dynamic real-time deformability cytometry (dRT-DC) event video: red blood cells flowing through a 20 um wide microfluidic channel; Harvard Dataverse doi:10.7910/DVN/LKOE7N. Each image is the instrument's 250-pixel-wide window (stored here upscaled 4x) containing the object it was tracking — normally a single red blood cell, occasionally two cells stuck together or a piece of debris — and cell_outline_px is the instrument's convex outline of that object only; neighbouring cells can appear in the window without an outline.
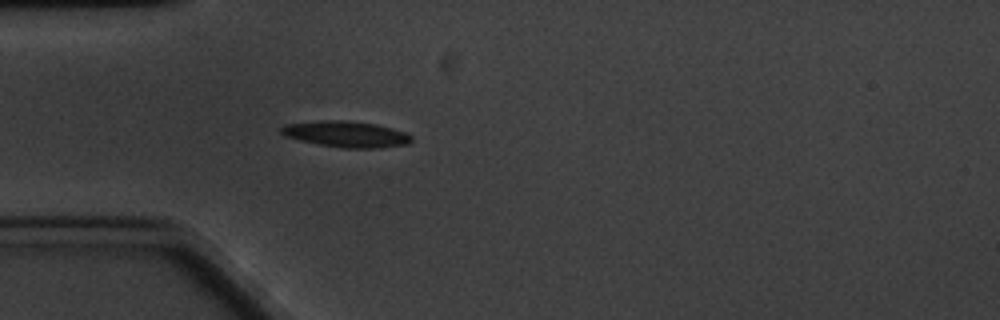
{"species": "common noctule bat (a hibernating species)", "species_latin": "Nyctalus noctula", "temperature_condition": "cold", "stored_images_in_passage": 5, "camera_frame_rate_fps": 3000, "um_per_image_px": 0.085, "animal": {"sex": "male", "body_mass_g": 20.1, "forearm_length_mm": 53.5}, "frame": {"image": 1, "passage_image": 5, "time_ms": 4.667, "image_size_px": [1000, 320], "cell_outline_px": [[412, 140], [408, 144], [376, 148], [344, 148], [320, 144], [300, 140], [284, 136], [280, 132], [280, 128], [284, 124], [324, 120], [344, 120], [376, 124], [392, 128], [404, 132], [412, 136]], "centroid_in_image_um": [29.41, 11.4], "position_along_channel_um": 55.6, "area_um2": 19.71}}